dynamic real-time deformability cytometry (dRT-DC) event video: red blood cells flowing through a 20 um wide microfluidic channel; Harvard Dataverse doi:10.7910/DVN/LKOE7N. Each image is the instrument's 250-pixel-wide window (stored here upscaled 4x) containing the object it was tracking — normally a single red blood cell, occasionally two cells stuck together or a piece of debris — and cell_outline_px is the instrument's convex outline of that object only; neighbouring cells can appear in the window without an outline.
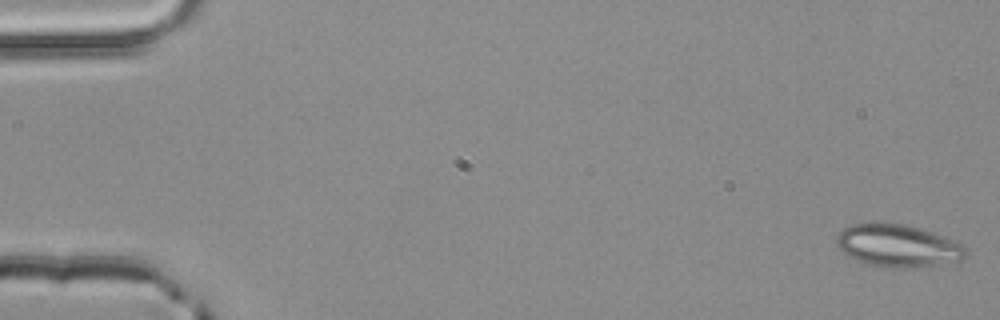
{"species": "common noctule bat (a hibernating species)", "species_latin": "Nyctalus noctula", "temperature_condition": "room temperature", "stored_images_in_passage": 26, "camera_frame_rate_fps": 3000, "um_per_image_px": 0.085, "animal": {"sex": "male", "body_mass_g": 20.4}, "frame": {"image": 1, "passage_image": 1, "time_ms": 0.0, "image_size_px": [1000, 320], "cell_outline_px": [[968, 248], [964, 256], [960, 260], [940, 264], [912, 268], [884, 268], [868, 264], [856, 260], [848, 256], [836, 244], [836, 236], [848, 224], [876, 220], [904, 224], [964, 244]], "centroid_in_image_um": [76.25, 20.87], "position_along_channel_um": 8.8, "area_um2": 32.37}}
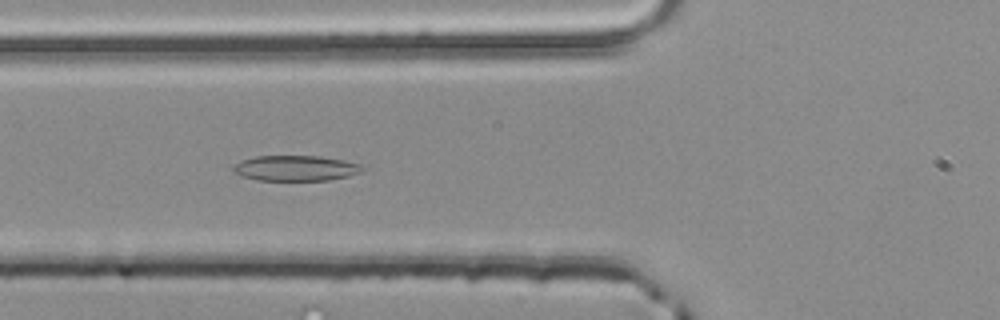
{"frame": {"image": 2, "passage_image": 20, "time_ms": 6.333, "image_size_px": [1000, 320], "cell_outline_px": [[364, 168], [360, 172], [348, 176], [328, 180], [256, 180], [240, 176], [232, 172], [232, 168], [240, 160], [256, 156], [320, 156], [344, 160], [360, 164]], "centroid_in_image_um": [25.08, 14.29], "position_along_channel_um": 100.7, "area_um2": 19.19}}
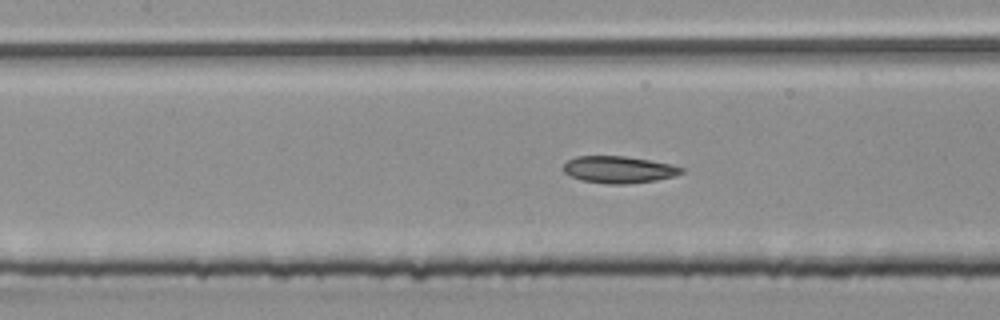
{"frame": {"image": 3, "passage_image": 24, "time_ms": 7.667, "image_size_px": [1000, 320], "cell_outline_px": [[684, 172], [676, 176], [656, 180], [628, 184], [608, 184], [580, 180], [564, 172], [564, 164], [568, 160], [576, 156], [624, 156], [672, 164], [684, 168]], "centroid_in_image_um": [52.62, 14.42], "position_along_channel_um": 154.8, "area_um2": 18.55}}